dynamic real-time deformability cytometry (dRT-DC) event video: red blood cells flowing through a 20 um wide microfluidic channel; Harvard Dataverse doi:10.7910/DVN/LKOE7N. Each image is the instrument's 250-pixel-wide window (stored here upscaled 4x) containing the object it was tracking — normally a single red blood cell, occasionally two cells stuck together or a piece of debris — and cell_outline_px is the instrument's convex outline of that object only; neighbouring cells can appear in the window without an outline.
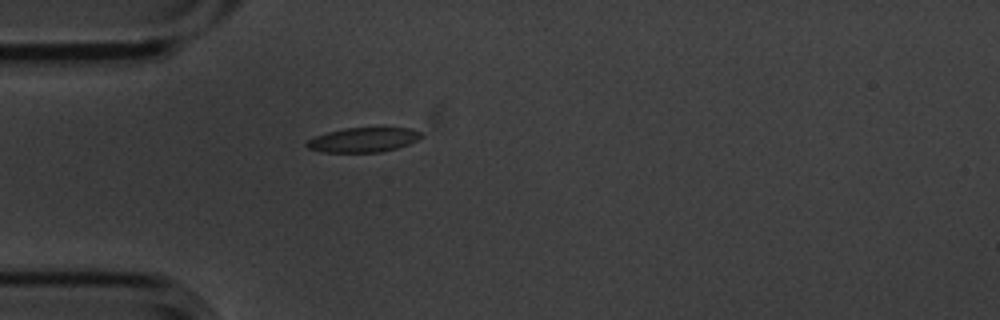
{"species": "common noctule bat (a hibernating species)", "species_latin": "Nyctalus noctula", "temperature_condition": "cold", "stored_images_in_passage": 1, "camera_frame_rate_fps": 3000, "um_per_image_px": 0.085, "animal": {"sex": "male", "body_mass_g": 20.1, "forearm_length_mm": 53.5}, "frame": {"image": 1, "passage_image": 1, "time_ms": 0.0, "image_size_px": [1000, 320], "cell_outline_px": [[424, 136], [408, 144], [396, 148], [380, 152], [320, 152], [308, 148], [304, 144], [308, 140], [316, 136], [328, 132], [344, 128], [412, 128], [420, 132]], "centroid_in_image_um": [30.87, 11.89], "position_along_channel_um": 54.1, "area_um2": 16.3}}